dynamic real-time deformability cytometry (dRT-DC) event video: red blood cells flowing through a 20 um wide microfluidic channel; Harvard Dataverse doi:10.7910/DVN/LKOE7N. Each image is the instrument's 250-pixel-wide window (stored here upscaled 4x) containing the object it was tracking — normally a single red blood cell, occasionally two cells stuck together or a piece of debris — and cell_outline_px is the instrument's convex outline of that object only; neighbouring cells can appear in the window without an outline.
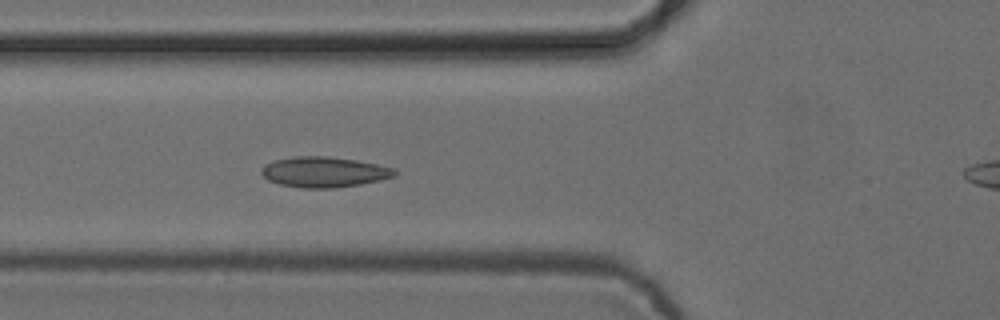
{"species": "common noctule bat (a hibernating species)", "species_latin": "Nyctalus noctula", "temperature_condition": "cold", "stored_images_in_passage": 24, "camera_frame_rate_fps": 3000, "um_per_image_px": 0.085, "animal": {"sex": "female", "body_mass_g": 24.6, "forearm_length_mm": 56.2}, "frame": {"image": 1, "passage_image": 4, "time_ms": 1.0, "image_size_px": [1000, 320], "cell_outline_px": [[396, 176], [380, 180], [360, 184], [336, 188], [304, 188], [280, 184], [268, 180], [260, 172], [260, 168], [264, 164], [272, 160], [292, 156], [328, 156], [356, 160], [376, 164], [392, 168], [396, 172]], "centroid_in_image_um": [27.49, 14.61], "position_along_channel_um": 98.3, "area_um2": 23.76}}
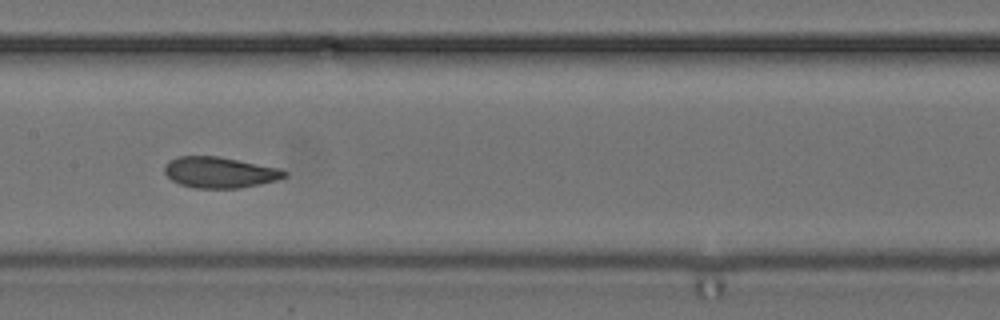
{"frame": {"image": 2, "passage_image": 11, "time_ms": 3.333, "image_size_px": [1000, 320], "cell_outline_px": [[288, 176], [276, 180], [260, 184], [240, 188], [196, 188], [180, 184], [172, 180], [164, 172], [164, 164], [168, 160], [176, 156], [220, 156], [280, 168], [288, 172]], "centroid_in_image_um": [18.67, 14.64], "position_along_channel_um": 188.7, "area_um2": 21.85}}
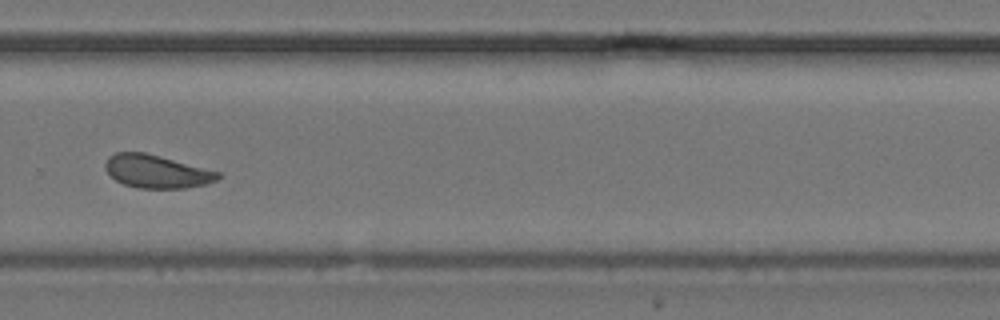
{"frame": {"image": 3, "passage_image": 21, "time_ms": 6.667, "image_size_px": [1000, 320], "cell_outline_px": [[224, 176], [216, 180], [204, 184], [184, 188], [136, 188], [124, 184], [116, 180], [104, 168], [104, 164], [108, 156], [116, 152], [144, 152], [160, 156], [220, 172]], "centroid_in_image_um": [13.3, 14.57], "position_along_channel_um": 316.5, "area_um2": 21.68}}